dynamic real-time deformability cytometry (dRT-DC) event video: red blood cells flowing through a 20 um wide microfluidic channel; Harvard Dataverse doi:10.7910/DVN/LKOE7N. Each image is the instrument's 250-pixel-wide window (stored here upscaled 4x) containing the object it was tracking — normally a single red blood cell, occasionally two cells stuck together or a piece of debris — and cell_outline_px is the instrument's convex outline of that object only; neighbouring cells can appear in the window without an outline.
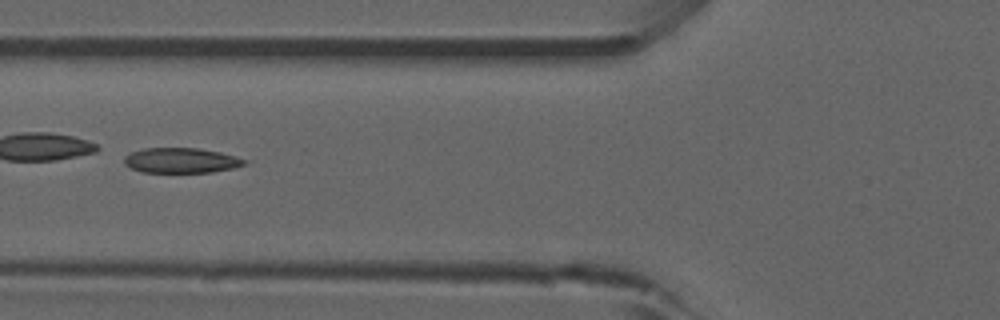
{"species": "common noctule bat (a hibernating species)", "species_latin": "Nyctalus noctula", "temperature_condition": "room temperature", "stored_images_in_passage": 38, "camera_frame_rate_fps": 3000, "um_per_image_px": 0.085, "animal": {"sex": "male", "forearm_length_mm": 52.5}, "frame": {"image": 1, "passage_image": 6, "time_ms": 1.667, "image_size_px": [1000, 320], "cell_outline_px": [[252, 160], [244, 164], [232, 168], [212, 172], [144, 172], [132, 168], [124, 164], [124, 156], [132, 152], [144, 148], [196, 148], [220, 152]], "centroid_in_image_um": [15.43, 13.63], "position_along_channel_um": 110.4, "area_um2": 17.57}}